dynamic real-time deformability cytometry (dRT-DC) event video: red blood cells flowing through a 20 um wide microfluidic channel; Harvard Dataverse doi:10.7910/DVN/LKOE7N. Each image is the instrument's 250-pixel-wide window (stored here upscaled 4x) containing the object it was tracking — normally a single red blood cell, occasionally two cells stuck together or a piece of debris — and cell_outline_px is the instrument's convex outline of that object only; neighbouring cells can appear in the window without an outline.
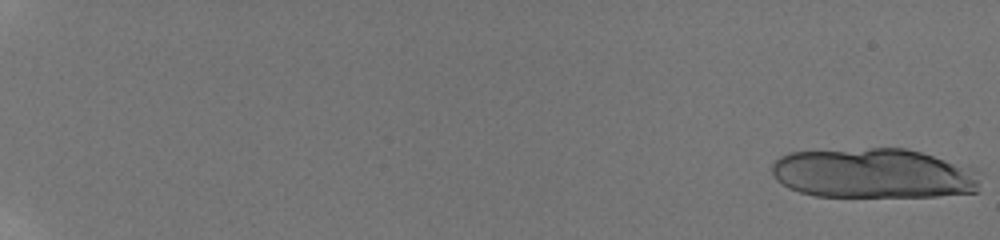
{"species": "human", "species_latin": "Homo sapiens", "temperature_condition": "room temperature", "stored_images_in_passage": 22, "camera_frame_rate_fps": 3000, "um_per_image_px": 0.085, "donor": {"sex": "male"}, "frame": {"image": 1, "passage_image": 1, "time_ms": 0.0, "image_size_px": [1000, 240], "cell_outline_px": [[984, 172], [980, 192], [936, 196], [816, 196], [800, 192], [788, 188], [776, 180], [772, 176], [772, 160], [788, 152], [872, 148], [904, 148], [968, 164]], "centroid_in_image_um": [74.36, 14.73], "position_along_channel_um": 10.6, "area_um2": 62.02}}